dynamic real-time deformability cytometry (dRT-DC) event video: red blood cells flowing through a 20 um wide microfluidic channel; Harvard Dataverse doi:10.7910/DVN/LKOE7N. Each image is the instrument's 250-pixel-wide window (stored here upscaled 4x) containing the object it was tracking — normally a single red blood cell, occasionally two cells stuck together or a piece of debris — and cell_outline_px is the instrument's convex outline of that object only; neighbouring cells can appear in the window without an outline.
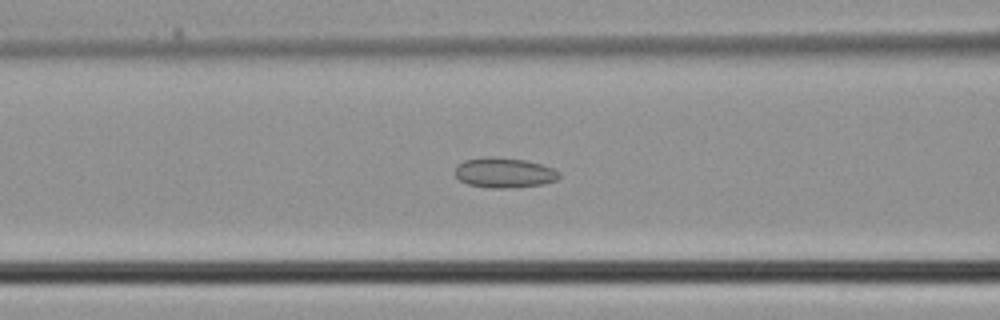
{"species": "common noctule bat (a hibernating species)", "species_latin": "Nyctalus noctula", "temperature_condition": "cold", "stored_images_in_passage": 40, "camera_frame_rate_fps": 3000, "um_per_image_px": 0.085, "animal": {"sex": "male", "body_mass_g": 21.5, "forearm_length_mm": 52.0}, "frame": {"image": 1, "passage_image": 16, "time_ms": 5.0, "image_size_px": [1000, 320], "cell_outline_px": [[560, 176], [556, 180], [544, 184], [512, 188], [488, 188], [468, 184], [460, 180], [452, 172], [456, 164], [464, 160], [484, 156], [496, 156], [524, 160], [540, 164], [552, 168], [560, 172]], "centroid_in_image_um": [42.8, 14.67], "position_along_channel_um": 123.8, "area_um2": 18.61}}
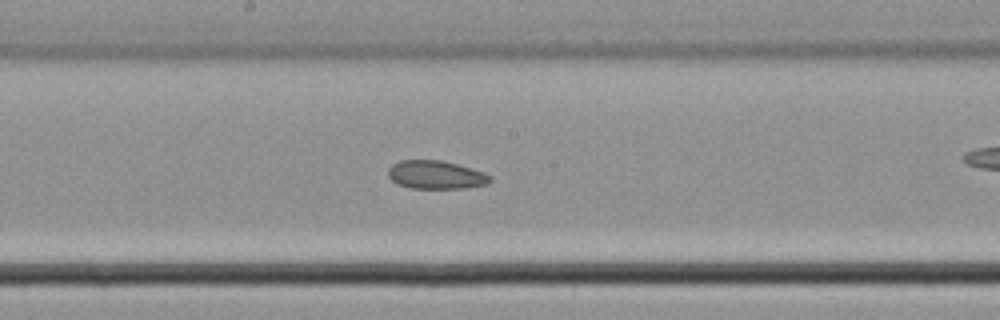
{"frame": {"image": 2, "passage_image": 21, "time_ms": 6.667, "image_size_px": [1000, 320], "cell_outline_px": [[492, 180], [488, 184], [468, 188], [412, 188], [400, 184], [392, 180], [388, 176], [388, 168], [392, 164], [400, 160], [440, 160], [456, 164], [484, 172], [492, 176]], "centroid_in_image_um": [37.07, 14.86], "position_along_channel_um": 211.1, "area_um2": 16.82}}
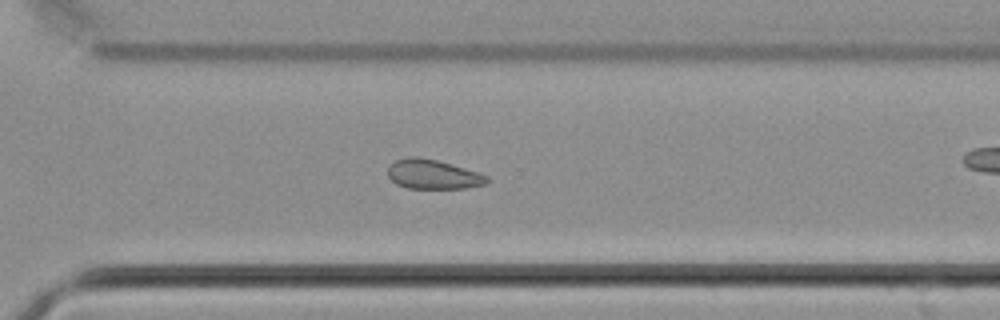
{"frame": {"image": 3, "passage_image": 28, "time_ms": 9.0, "image_size_px": [1000, 320], "cell_outline_px": [[488, 184], [464, 188], [408, 188], [396, 184], [388, 176], [388, 164], [396, 160], [408, 156], [416, 156], [436, 160], [464, 168], [488, 176]], "centroid_in_image_um": [36.77, 14.81], "position_along_channel_um": 333.8, "area_um2": 16.94}}